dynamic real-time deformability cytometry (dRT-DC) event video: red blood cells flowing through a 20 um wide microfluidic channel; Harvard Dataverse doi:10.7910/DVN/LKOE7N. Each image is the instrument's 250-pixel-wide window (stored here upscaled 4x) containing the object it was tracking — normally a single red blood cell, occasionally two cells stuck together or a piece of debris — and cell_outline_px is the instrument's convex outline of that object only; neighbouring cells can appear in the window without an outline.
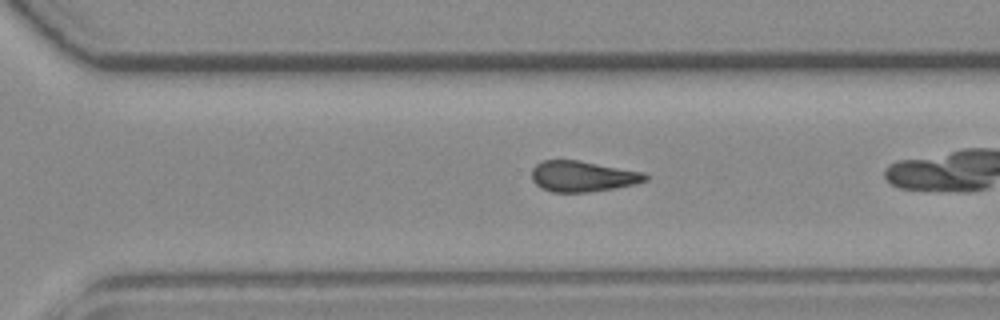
{"species": "common noctule bat (a hibernating species)", "species_latin": "Nyctalus noctula", "temperature_condition": "room temperature", "stored_images_in_passage": 36, "camera_frame_rate_fps": 3000, "um_per_image_px": 0.085, "animal": {"sex": "female", "body_mass_g": 19.3, "forearm_length_mm": 54.1}, "frame": {"image": 1, "passage_image": 31, "time_ms": 10.0, "image_size_px": [1000, 320], "cell_outline_px": [[648, 180], [636, 184], [616, 188], [588, 192], [552, 192], [540, 188], [532, 180], [532, 168], [540, 160], [576, 160], [644, 172], [648, 176]], "centroid_in_image_um": [49.51, 14.99], "position_along_channel_um": 321.1, "area_um2": 20.46}}